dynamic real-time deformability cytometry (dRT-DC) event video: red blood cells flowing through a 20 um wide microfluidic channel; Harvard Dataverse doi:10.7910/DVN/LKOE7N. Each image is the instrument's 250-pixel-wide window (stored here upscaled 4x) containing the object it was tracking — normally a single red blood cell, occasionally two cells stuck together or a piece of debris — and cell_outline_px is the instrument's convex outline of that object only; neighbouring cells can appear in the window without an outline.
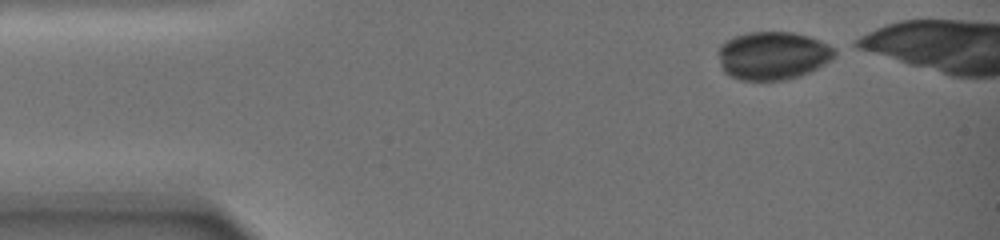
{"species": "common noctule bat (a hibernating species)", "species_latin": "Nyctalus noctula", "temperature_condition": "warm", "stored_images_in_passage": 20, "camera_frame_rate_fps": 3000, "um_per_image_px": 0.085, "animal": {"sex": "female", "body_mass_g": 19.0, "forearm_length_mm": 51.5}, "frame": {"image": 1, "passage_image": 1, "time_ms": 0.0, "image_size_px": [1000, 240], "cell_outline_px": [[836, 56], [832, 60], [800, 76], [788, 80], [740, 80], [724, 72], [720, 64], [720, 44], [724, 40], [748, 32], [792, 32], [808, 36], [820, 40], [836, 48]], "centroid_in_image_um": [65.72, 4.72], "position_along_channel_um": 19.3, "area_um2": 32.71}}
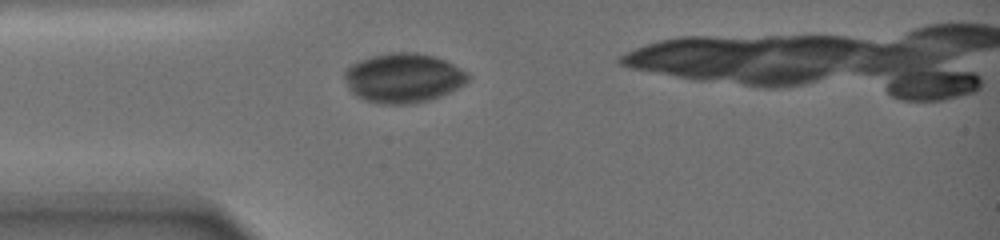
{"frame": {"image": 2, "passage_image": 18, "time_ms": 3.333, "image_size_px": [1000, 240], "cell_outline_px": [[468, 80], [464, 84], [440, 96], [428, 100], [412, 104], [380, 104], [364, 100], [356, 96], [348, 88], [344, 76], [344, 72], [352, 64], [360, 60], [372, 56], [392, 52], [416, 52], [436, 56], [468, 72]], "centroid_in_image_um": [34.26, 6.63], "position_along_channel_um": 50.7, "area_um2": 35.49}}